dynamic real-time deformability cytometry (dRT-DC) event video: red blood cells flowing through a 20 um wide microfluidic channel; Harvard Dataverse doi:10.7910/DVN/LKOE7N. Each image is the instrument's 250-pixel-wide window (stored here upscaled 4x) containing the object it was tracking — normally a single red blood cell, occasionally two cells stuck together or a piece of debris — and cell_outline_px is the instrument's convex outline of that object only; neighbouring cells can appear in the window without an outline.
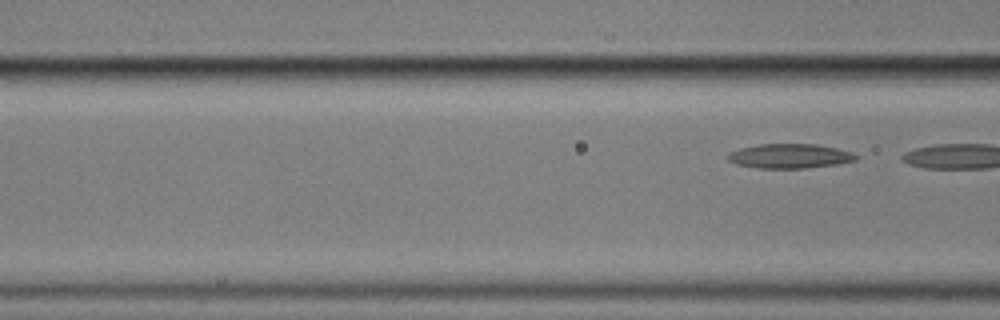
{"species": "common noctule bat (a hibernating species)", "species_latin": "Nyctalus noctula", "temperature_condition": "cold", "stored_images_in_passage": 7, "segment_of_instrument_passage": [2, 2], "camera_frame_rate_fps": 3000, "um_per_image_px": 0.085, "animal": {"sex": "male", "body_mass_g": 17.9}, "frame": {"image": 1, "passage_image": 7, "time_ms": 9.0, "image_size_px": [1000, 320], "cell_outline_px": [[860, 156], [856, 160], [836, 164], [804, 168], [756, 168], [736, 164], [728, 160], [728, 152], [740, 148], [760, 144], [816, 144], [836, 148], [852, 152]], "centroid_in_image_um": [67.12, 13.26], "position_along_channel_um": 99.5, "area_um2": 18.26}}